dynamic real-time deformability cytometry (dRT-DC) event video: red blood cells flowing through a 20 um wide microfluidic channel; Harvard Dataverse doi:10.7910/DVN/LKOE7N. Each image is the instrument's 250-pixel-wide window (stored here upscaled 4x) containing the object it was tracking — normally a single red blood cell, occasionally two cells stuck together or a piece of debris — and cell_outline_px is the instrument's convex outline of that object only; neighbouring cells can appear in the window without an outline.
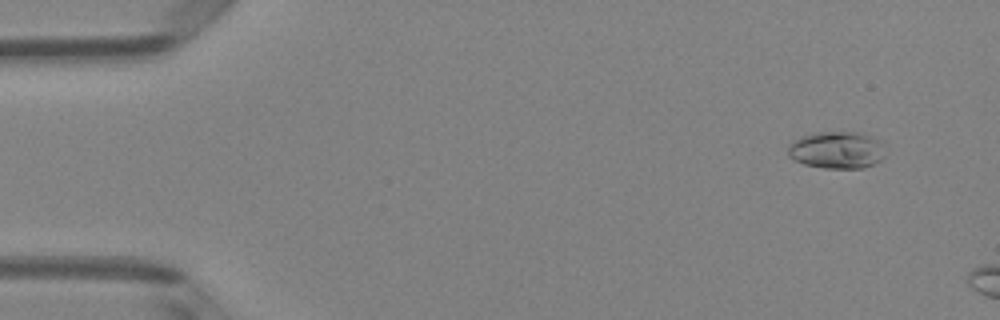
{"species": "Egyptian fruit bat (a non-hibernating species)", "species_latin": "Rousettus aegyptiacus", "temperature_condition": "room temperature", "stored_images_in_passage": 10, "camera_frame_rate_fps": 3000, "um_per_image_px": 0.085, "animal": {"sex": "female"}, "frame": {"image": 1, "passage_image": 4, "time_ms": 1.0, "image_size_px": [1000, 320], "cell_outline_px": [[884, 156], [880, 160], [864, 168], [824, 168], [804, 164], [788, 156], [788, 144], [792, 140], [800, 136], [820, 132], [860, 132], [872, 136], [880, 140], [884, 144]], "centroid_in_image_um": [71.13, 12.74], "position_along_channel_um": 13.9, "area_um2": 21.27}}